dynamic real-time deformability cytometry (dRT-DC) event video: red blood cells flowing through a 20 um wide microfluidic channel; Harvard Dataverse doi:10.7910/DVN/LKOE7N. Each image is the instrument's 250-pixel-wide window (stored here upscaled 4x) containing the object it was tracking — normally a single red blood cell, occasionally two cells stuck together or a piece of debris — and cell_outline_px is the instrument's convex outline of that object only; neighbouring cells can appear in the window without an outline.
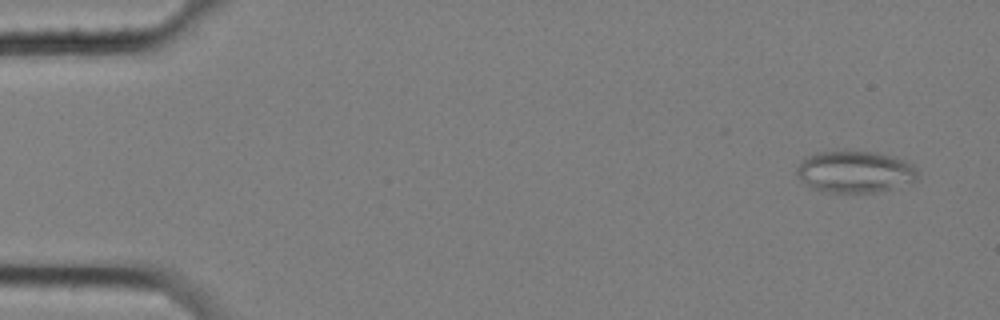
{"species": "common noctule bat (a hibernating species)", "species_latin": "Nyctalus noctula", "temperature_condition": "cold", "stored_images_in_passage": 59, "camera_frame_rate_fps": 3000, "um_per_image_px": 0.085, "animal": {"sex": "female", "body_mass_g": 25.1}, "frame": {"image": 1, "passage_image": 4, "time_ms": 1.0, "image_size_px": [1000, 320], "cell_outline_px": [[920, 172], [916, 180], [892, 188], [876, 192], [820, 192], [812, 188], [800, 180], [796, 172], [796, 168], [804, 156], [816, 152], [844, 148], [856, 148], [876, 152], [892, 156], [904, 160], [912, 164]], "centroid_in_image_um": [72.62, 14.54], "position_along_channel_um": 12.4, "area_um2": 30.52}}
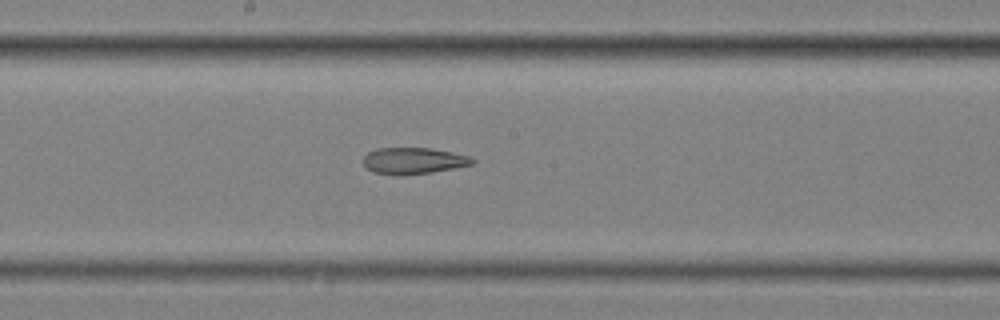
{"frame": {"image": 2, "passage_image": 32, "time_ms": 10.333, "image_size_px": [1000, 320], "cell_outline_px": [[476, 160], [472, 164], [432, 172], [400, 176], [372, 172], [364, 164], [364, 156], [368, 152], [376, 148], [432, 148], [452, 152], [468, 156]], "centroid_in_image_um": [35.12, 13.66], "position_along_channel_um": 213.1, "area_um2": 16.76}}
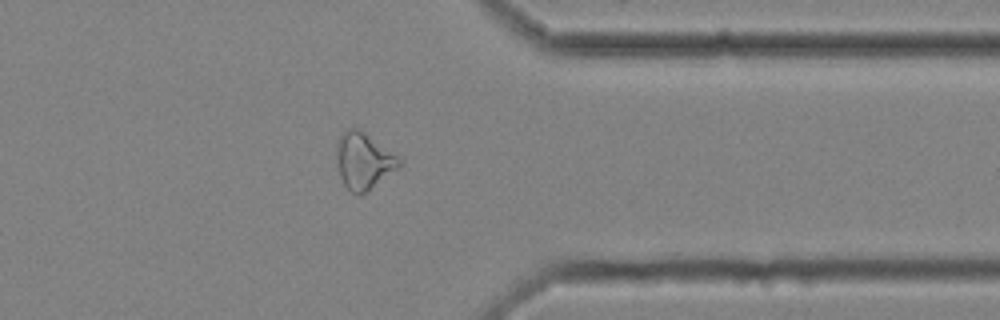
{"frame": {"image": 3, "passage_image": 47, "time_ms": 15.333, "image_size_px": [1000, 320], "cell_outline_px": [[400, 164], [396, 168], [368, 192], [360, 196], [356, 196], [344, 184], [340, 176], [336, 156], [336, 140], [348, 128], [356, 128], [364, 132], [396, 156], [400, 160]], "centroid_in_image_um": [30.84, 13.7], "position_along_channel_um": 380.6, "area_um2": 20.17}, "authors_computed_cell_mechanics": {"area_um2": 22.253, "velocity_mm_per_s": 3.482, "shape_relaxation_time_tau1_ms": null, "shape_relaxation_time_tau2_ms": 5.3621, "deformation_change_tau1": null, "deformation_change_tau2": 0.137}}